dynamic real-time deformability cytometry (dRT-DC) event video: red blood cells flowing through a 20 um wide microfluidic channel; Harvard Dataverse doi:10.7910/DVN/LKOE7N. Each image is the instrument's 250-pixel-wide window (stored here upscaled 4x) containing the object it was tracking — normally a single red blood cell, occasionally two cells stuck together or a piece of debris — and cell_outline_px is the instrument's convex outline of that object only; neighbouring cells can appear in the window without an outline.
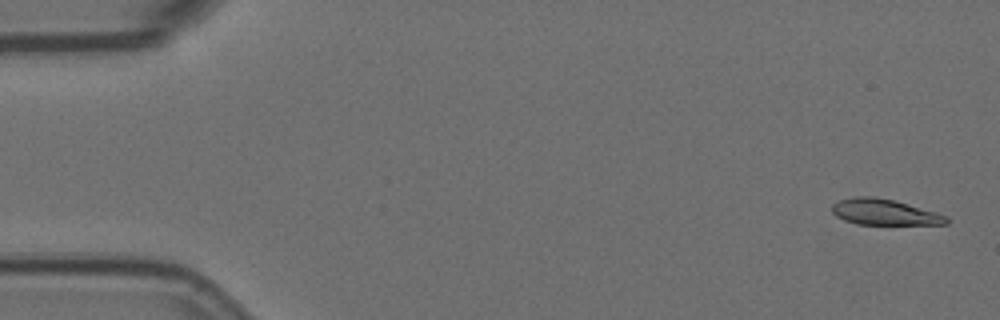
{"species": "Egyptian fruit bat (a non-hibernating species)", "species_latin": "Rousettus aegyptiacus", "temperature_condition": "room temperature", "stored_images_in_passage": 5, "camera_frame_rate_fps": 3000, "um_per_image_px": 0.085, "animal": {"sex": "female"}, "frame": {"image": 1, "passage_image": 1, "time_ms": 0.0, "image_size_px": [1000, 320], "cell_outline_px": [[948, 224], [856, 224], [844, 220], [836, 216], [832, 212], [832, 204], [836, 200], [852, 196], [872, 196], [892, 200], [908, 204], [948, 216]], "centroid_in_image_um": [75.11, 18.02], "position_along_channel_um": 9.9, "area_um2": 17.22}}
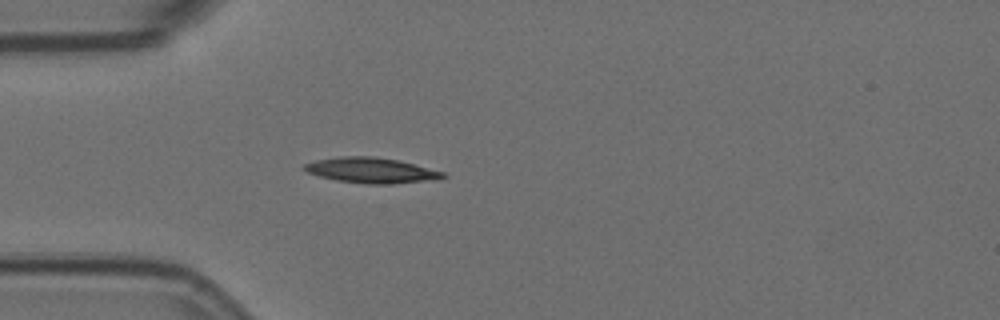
{"frame": {"image": 2, "passage_image": 5, "time_ms": 1.333, "image_size_px": [1000, 320], "cell_outline_px": [[448, 176], [440, 180], [392, 184], [368, 184], [336, 180], [320, 176], [308, 172], [300, 168], [304, 164], [316, 160], [340, 156], [372, 156], [400, 160], [444, 172]], "centroid_in_image_um": [31.61, 14.48], "position_along_channel_um": 53.4, "area_um2": 20.81}}